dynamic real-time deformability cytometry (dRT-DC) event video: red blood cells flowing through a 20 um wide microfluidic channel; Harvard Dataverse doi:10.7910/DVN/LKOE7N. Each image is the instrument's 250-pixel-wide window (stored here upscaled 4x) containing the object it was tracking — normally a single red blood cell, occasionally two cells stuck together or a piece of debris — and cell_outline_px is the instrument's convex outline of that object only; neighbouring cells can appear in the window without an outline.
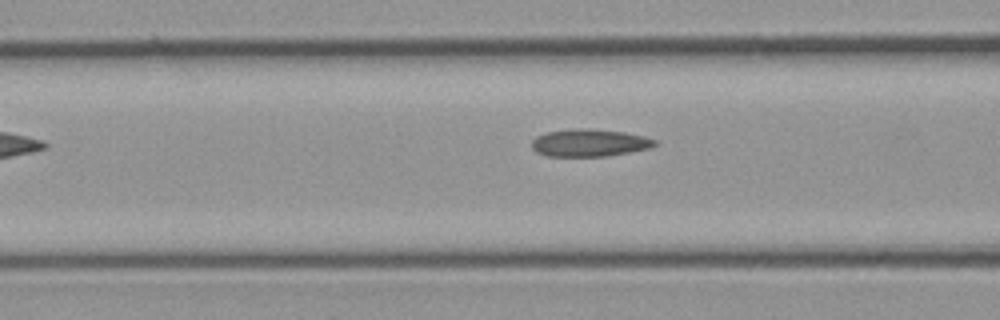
{"species": "common noctule bat (a hibernating species)", "species_latin": "Nyctalus noctula", "temperature_condition": "cold", "stored_images_in_passage": 6, "camera_frame_rate_fps": 3000, "um_per_image_px": 0.085, "animal": {"sex": "male", "body_mass_g": 23.1, "forearm_length_mm": 52.7}, "frame": {"image": 1, "passage_image": 6, "time_ms": 6.0, "image_size_px": [1000, 320], "cell_outline_px": [[656, 144], [648, 148], [628, 152], [604, 156], [548, 156], [536, 152], [532, 148], [532, 140], [536, 136], [548, 132], [576, 128], [588, 128], [624, 132], [644, 136], [656, 140]], "centroid_in_image_um": [50.07, 12.13], "position_along_channel_um": 116.5, "area_um2": 19.48}}